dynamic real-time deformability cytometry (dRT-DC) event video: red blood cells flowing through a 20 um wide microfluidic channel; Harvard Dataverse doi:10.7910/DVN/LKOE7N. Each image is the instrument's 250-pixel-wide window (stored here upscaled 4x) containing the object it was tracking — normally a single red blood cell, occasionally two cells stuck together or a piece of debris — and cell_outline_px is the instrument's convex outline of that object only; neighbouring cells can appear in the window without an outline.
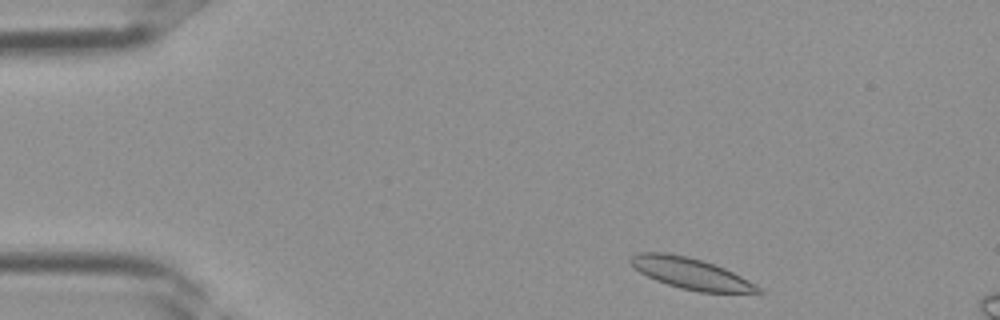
{"species": "Egyptian fruit bat (a non-hibernating species)", "species_latin": "Rousettus aegyptiacus", "temperature_condition": "room temperature", "stored_images_in_passage": 34, "segment_of_instrument_passage": [1, 2], "camera_frame_rate_fps": 3000, "um_per_image_px": 0.085, "frame": {"image": 1, "passage_image": 2, "time_ms": 0.333, "image_size_px": [1000, 320], "cell_outline_px": [[764, 292], [760, 296], [700, 292], [680, 288], [656, 280], [640, 272], [628, 260], [632, 256], [640, 252], [668, 252], [688, 256], [724, 268], [764, 288]], "centroid_in_image_um": [58.89, 23.3], "position_along_channel_um": 26.1, "area_um2": 23.76}}
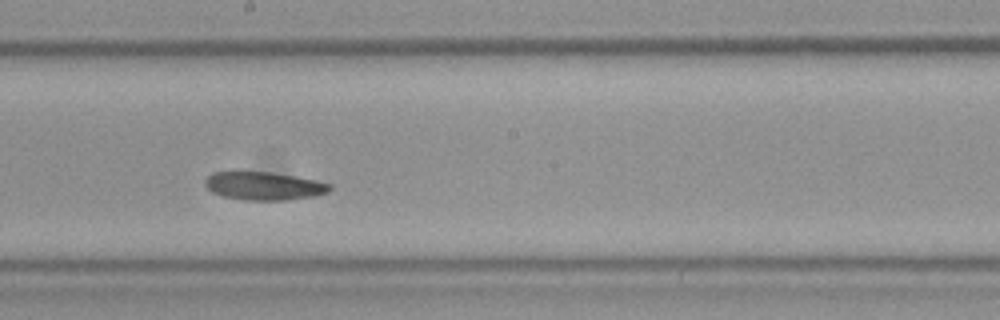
{"frame": {"image": 2, "passage_image": 17, "time_ms": 5.333, "image_size_px": [1000, 320], "cell_outline_px": [[332, 188], [328, 192], [316, 196], [288, 200], [244, 200], [224, 196], [212, 192], [204, 184], [204, 180], [212, 172], [272, 172], [316, 180], [332, 184]], "centroid_in_image_um": [22.46, 15.81], "position_along_channel_um": 225.7, "area_um2": 20.52}}
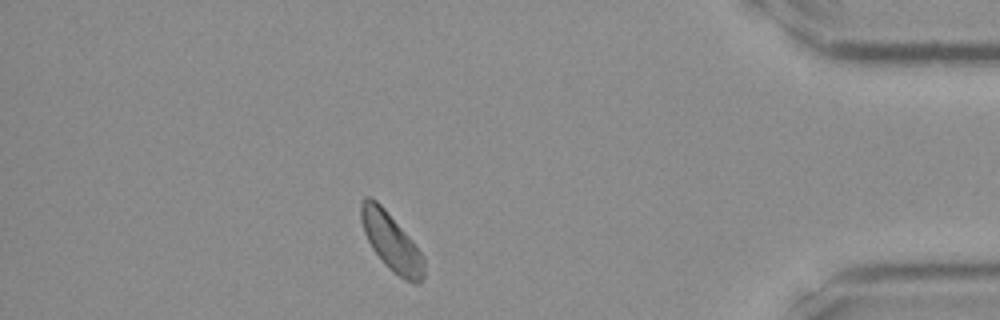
{"frame": {"image": 3, "passage_image": 29, "time_ms": 9.333, "image_size_px": [1000, 320], "cell_outline_px": [[424, 280], [420, 284], [412, 284], [404, 280], [392, 272], [384, 264], [372, 248], [364, 232], [360, 220], [360, 200], [364, 196], [368, 196], [376, 200], [384, 208], [412, 240], [424, 256]], "centroid_in_image_um": [33.26, 20.59], "position_along_channel_um": 401.9, "area_um2": 21.44}}